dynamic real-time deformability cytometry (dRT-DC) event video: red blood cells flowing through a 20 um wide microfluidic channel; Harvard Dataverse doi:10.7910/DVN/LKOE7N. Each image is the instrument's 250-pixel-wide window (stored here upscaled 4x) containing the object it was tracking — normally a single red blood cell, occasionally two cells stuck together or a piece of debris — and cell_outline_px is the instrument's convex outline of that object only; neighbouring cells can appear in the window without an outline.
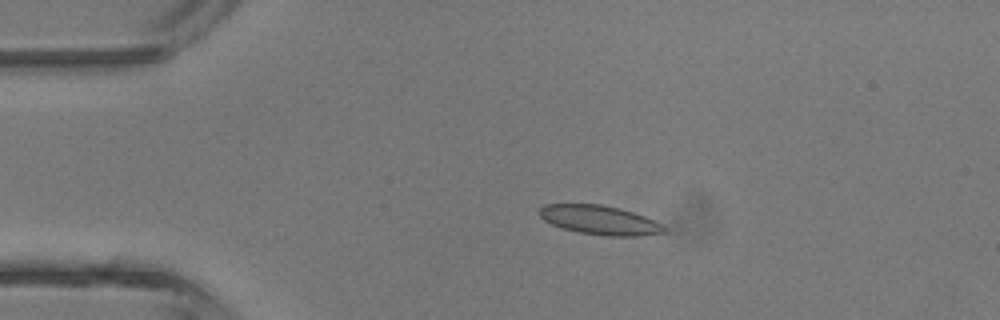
{"species": "common noctule bat (a hibernating species)", "species_latin": "Nyctalus noctula", "temperature_condition": "room temperature", "stored_images_in_passage": 4, "camera_frame_rate_fps": 3000, "um_per_image_px": 0.085, "animal": {"sex": "male", "body_mass_g": 13.3}, "frame": {"image": 1, "passage_image": 3, "time_ms": 2.333, "image_size_px": [1000, 320], "cell_outline_px": [[668, 232], [640, 236], [608, 236], [580, 232], [564, 228], [552, 224], [544, 220], [540, 216], [540, 208], [544, 204], [600, 204], [620, 208], [644, 216], [668, 228]], "centroid_in_image_um": [51.01, 18.7], "position_along_channel_um": 34.0, "area_um2": 21.04}}